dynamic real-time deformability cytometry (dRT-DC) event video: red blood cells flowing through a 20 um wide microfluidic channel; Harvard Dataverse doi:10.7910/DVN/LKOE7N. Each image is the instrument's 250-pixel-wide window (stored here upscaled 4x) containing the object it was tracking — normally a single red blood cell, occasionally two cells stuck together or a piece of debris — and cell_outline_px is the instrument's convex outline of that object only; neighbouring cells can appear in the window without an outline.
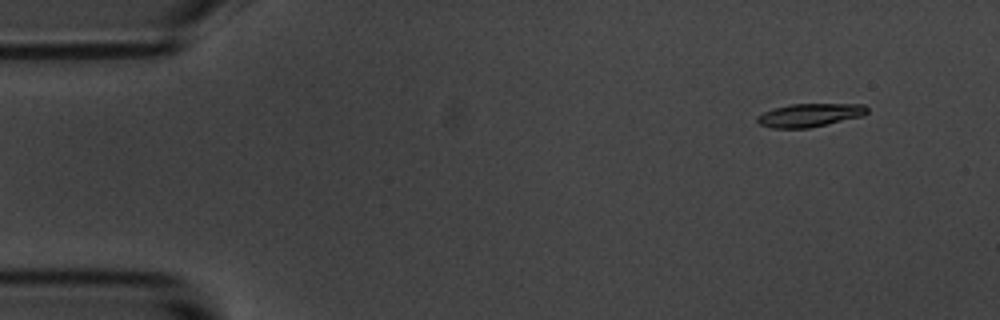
{"species": "common noctule bat (a hibernating species)", "species_latin": "Nyctalus noctula", "temperature_condition": "room temperature", "stored_images_in_passage": 14, "camera_frame_rate_fps": 3000, "um_per_image_px": 0.085, "animal": {"sex": "male", "body_mass_g": 20.1, "forearm_length_mm": 53.5}, "frame": {"image": 1, "passage_image": 1, "time_ms": 0.0, "image_size_px": [1000, 320], "cell_outline_px": [[868, 112], [864, 116], [808, 128], [772, 128], [760, 124], [756, 120], [756, 116], [772, 108], [792, 104], [864, 104], [868, 108]], "centroid_in_image_um": [68.83, 9.78], "position_along_channel_um": 16.2, "area_um2": 14.97}}
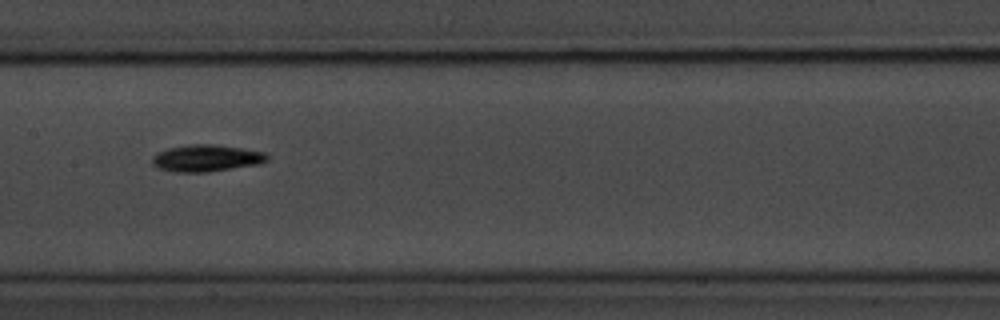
{"frame": {"image": 2, "passage_image": 7, "time_ms": 7.667, "image_size_px": [1000, 320], "cell_outline_px": [[268, 160], [260, 164], [208, 172], [176, 172], [160, 168], [152, 164], [152, 156], [168, 148], [192, 144], [212, 144], [240, 148], [264, 152], [268, 156]], "centroid_in_image_um": [17.56, 13.45], "position_along_channel_um": 189.8, "area_um2": 17.8}}
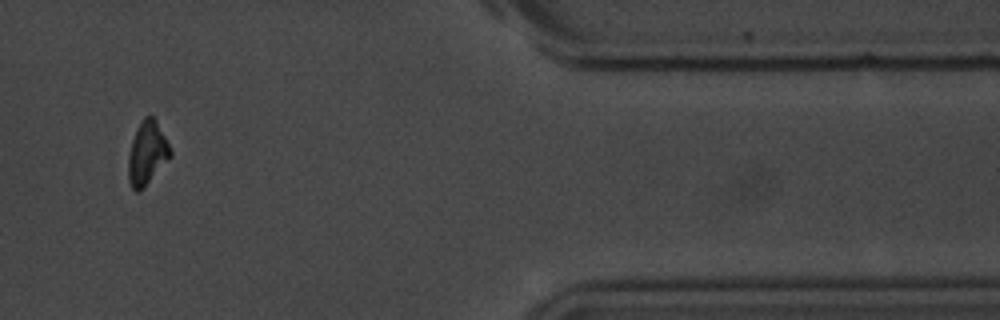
{"frame": {"image": 3, "passage_image": 13, "time_ms": 14.667, "image_size_px": [1000, 320], "cell_outline_px": [[172, 156], [144, 188], [136, 192], [132, 188], [128, 180], [128, 156], [132, 140], [136, 128], [144, 116], [152, 116], [156, 120], [172, 152]], "centroid_in_image_um": [12.49, 13.03], "position_along_channel_um": 398.9, "area_um2": 15.55}, "authors_computed_cell_mechanics": {"area_um2": 15.9239, "velocity_mm_per_s": 3.5241, "shape_relaxation_time_tau1_ms": 2.5821, "shape_relaxation_time_tau2_ms": null, "deformation_change_tau1": 0.1337, "deformation_change_tau2": null}}